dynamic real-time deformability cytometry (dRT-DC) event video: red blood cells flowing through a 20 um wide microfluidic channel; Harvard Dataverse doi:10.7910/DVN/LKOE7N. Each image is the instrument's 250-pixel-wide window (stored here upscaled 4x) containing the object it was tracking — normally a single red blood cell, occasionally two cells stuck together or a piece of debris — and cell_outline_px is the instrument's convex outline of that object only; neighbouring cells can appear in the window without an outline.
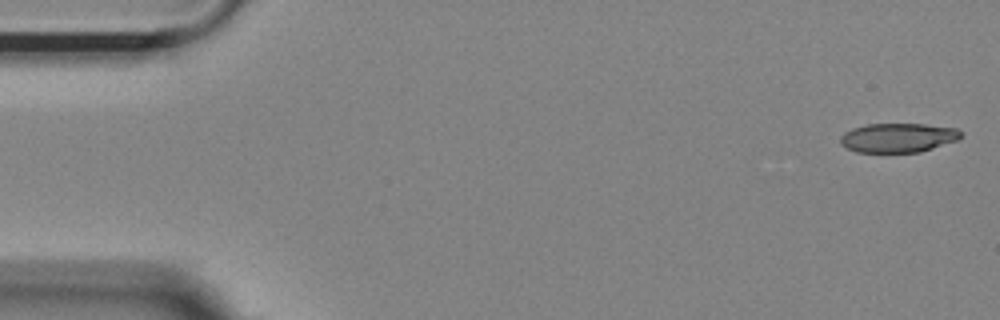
{"species": "Egyptian fruit bat (a non-hibernating species)", "species_latin": "Rousettus aegyptiacus", "temperature_condition": "room temperature", "stored_images_in_passage": 16, "camera_frame_rate_fps": 3000, "um_per_image_px": 0.085, "animal": {"sex": "female"}, "frame": {"image": 1, "passage_image": 1, "time_ms": 0.0, "image_size_px": [1000, 320], "cell_outline_px": [[964, 132], [956, 140], [920, 152], [856, 152], [840, 144], [840, 136], [844, 132], [852, 128], [868, 124], [924, 124], [956, 128]], "centroid_in_image_um": [76.31, 11.7], "position_along_channel_um": 8.7, "area_um2": 20.46}}
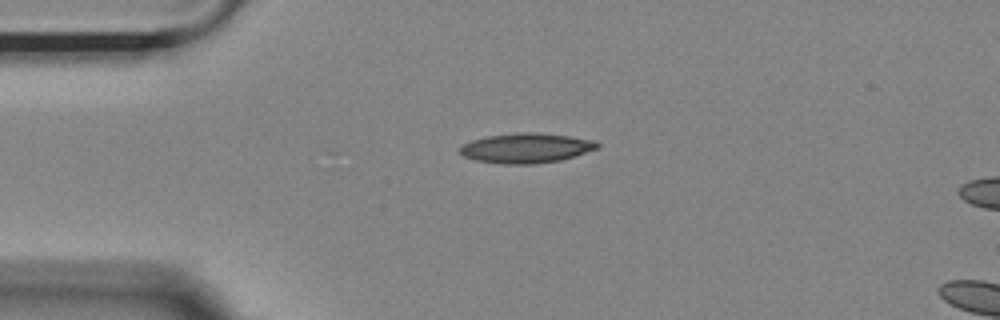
{"frame": {"image": 2, "passage_image": 12, "time_ms": 3.667, "image_size_px": [1000, 320], "cell_outline_px": [[600, 148], [560, 160], [532, 164], [500, 164], [476, 160], [464, 156], [460, 152], [460, 148], [464, 144], [472, 140], [488, 136], [528, 132], [532, 132], [568, 136], [596, 140], [600, 144]], "centroid_in_image_um": [44.76, 12.59], "position_along_channel_um": 40.2, "area_um2": 23.64}}